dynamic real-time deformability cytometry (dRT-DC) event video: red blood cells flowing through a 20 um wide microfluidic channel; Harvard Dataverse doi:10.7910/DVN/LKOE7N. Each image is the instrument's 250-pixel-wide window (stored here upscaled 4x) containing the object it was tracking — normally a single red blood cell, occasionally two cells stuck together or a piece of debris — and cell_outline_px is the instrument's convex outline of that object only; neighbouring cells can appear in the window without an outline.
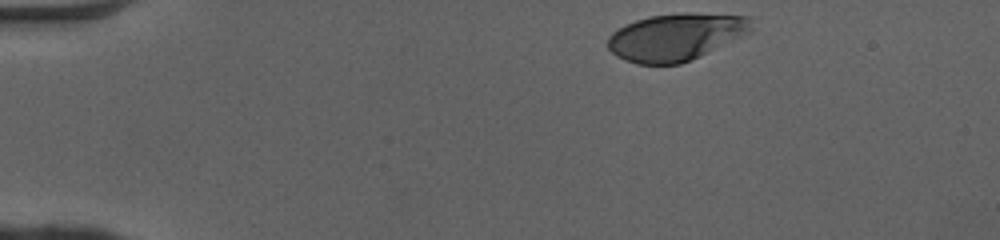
{"species": "human", "species_latin": "Homo sapiens", "temperature_condition": "cold", "stored_images_in_passage": 36, "camera_frame_rate_fps": 3000, "um_per_image_px": 0.085, "donor": {"sex": "female"}, "frame": {"image": 1, "passage_image": 1, "time_ms": 0.0, "image_size_px": [1000, 240], "cell_outline_px": [[752, 32], [680, 64], [636, 64], [624, 60], [616, 56], [608, 48], [608, 36], [612, 32], [636, 20], [648, 16], [684, 12], [752, 16]], "centroid_in_image_um": [57.47, 3.12], "position_along_channel_um": 27.5, "area_um2": 39.48}}
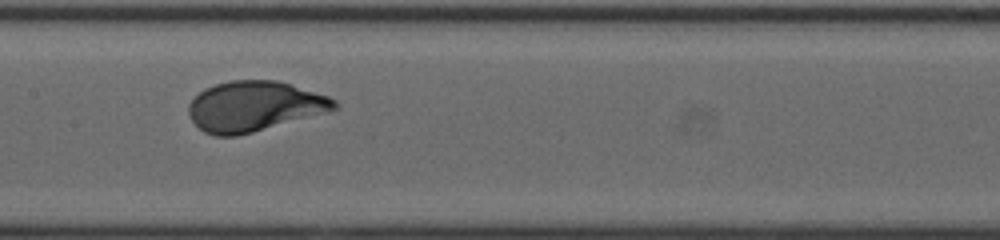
{"frame": {"image": 2, "passage_image": 19, "time_ms": 6.0, "image_size_px": [1000, 240], "cell_outline_px": [[340, 108], [252, 132], [236, 136], [212, 136], [204, 132], [192, 120], [188, 112], [188, 104], [204, 88], [216, 84], [232, 80], [276, 80], [328, 96], [336, 100], [340, 104]], "centroid_in_image_um": [21.6, 9.03], "position_along_channel_um": 185.8, "area_um2": 42.25}}
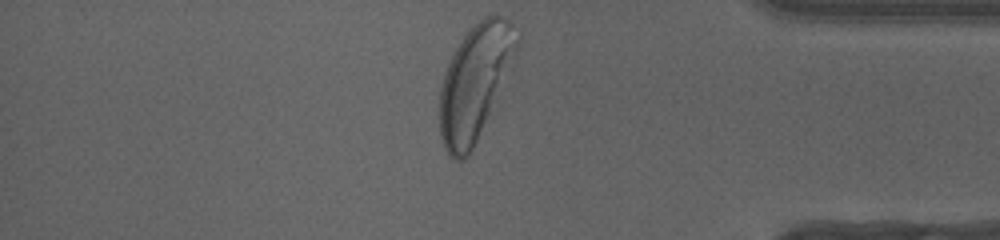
{"frame": {"image": 3, "passage_image": 36, "time_ms": 11.667, "image_size_px": [1000, 240], "cell_outline_px": [[520, 40], [476, 140], [468, 156], [464, 160], [456, 160], [444, 148], [440, 136], [440, 88], [448, 64], [460, 40], [484, 16], [504, 16], [512, 24], [520, 36]], "centroid_in_image_um": [40.32, 6.97], "position_along_channel_um": 394.9, "area_um2": 49.48}, "authors_computed_cell_mechanics": {"area_um2": 41.6449, "velocity_mm_per_s": 4.0446, "shape_relaxation_time_tau1_ms": 2.0596, "shape_relaxation_time_tau2_ms": null, "deformation_change_tau1": 0.1534, "deformation_change_tau2": null}}